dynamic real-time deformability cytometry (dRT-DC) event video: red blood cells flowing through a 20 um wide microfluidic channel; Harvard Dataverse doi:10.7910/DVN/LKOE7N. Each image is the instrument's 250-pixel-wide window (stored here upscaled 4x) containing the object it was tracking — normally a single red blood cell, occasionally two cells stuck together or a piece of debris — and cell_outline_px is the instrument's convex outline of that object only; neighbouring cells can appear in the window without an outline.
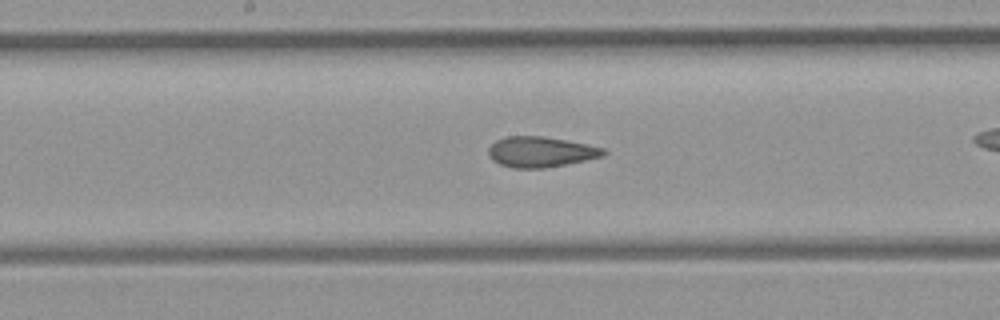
{"species": "common noctule bat (a hibernating species)", "species_latin": "Nyctalus noctula", "temperature_condition": "room temperature", "stored_images_in_passage": 28, "camera_frame_rate_fps": 3000, "um_per_image_px": 0.085, "animal": {"sex": "female", "body_mass_g": 21.9}, "frame": {"image": 1, "passage_image": 16, "time_ms": 5.0, "image_size_px": [1000, 320], "cell_outline_px": [[608, 152], [604, 156], [544, 168], [512, 168], [500, 164], [492, 160], [488, 156], [488, 148], [496, 140], [508, 136], [540, 136], [588, 144], [604, 148]], "centroid_in_image_um": [45.94, 12.91], "position_along_channel_um": 202.3, "area_um2": 20.35}}
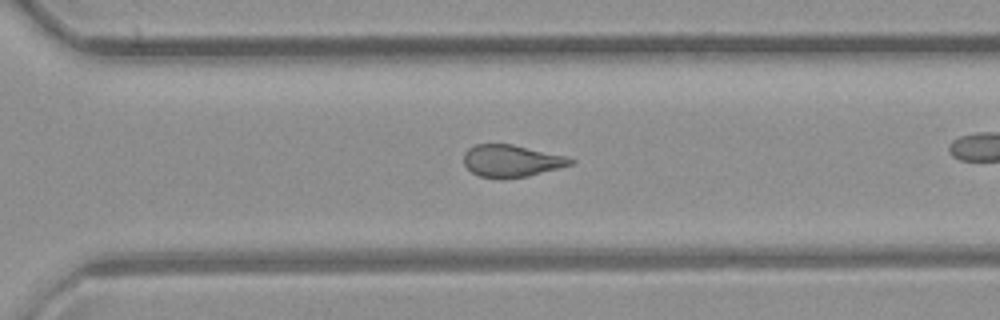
{"frame": {"image": 2, "passage_image": 24, "time_ms": 7.667, "image_size_px": [1000, 320], "cell_outline_px": [[576, 160], [572, 164], [528, 176], [480, 176], [472, 172], [464, 164], [464, 152], [468, 148], [476, 144], [512, 144], [568, 156]], "centroid_in_image_um": [43.49, 13.63], "position_along_channel_um": 327.1, "area_um2": 19.48}}